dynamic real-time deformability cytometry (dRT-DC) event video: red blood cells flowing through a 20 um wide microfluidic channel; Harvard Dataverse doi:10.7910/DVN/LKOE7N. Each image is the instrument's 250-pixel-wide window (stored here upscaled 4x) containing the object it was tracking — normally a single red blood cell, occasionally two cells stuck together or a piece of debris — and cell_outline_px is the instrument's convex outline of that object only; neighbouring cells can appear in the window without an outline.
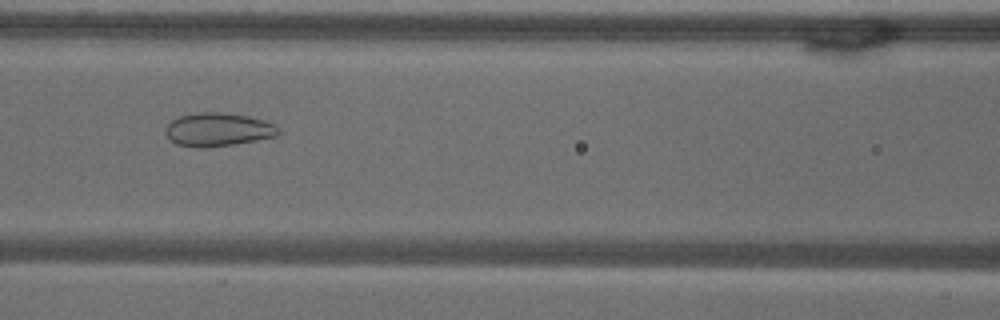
{"species": "common noctule bat (a hibernating species)", "species_latin": "Nyctalus noctula", "temperature_condition": "warm", "stored_images_in_passage": 55, "camera_frame_rate_fps": 3000, "um_per_image_px": 0.085, "animal": {"sex": "male", "body_mass_g": 18.8}, "frame": {"image": 1, "passage_image": 24, "time_ms": 7.667, "image_size_px": [1000, 320], "cell_outline_px": [[280, 132], [276, 136], [256, 140], [232, 144], [204, 148], [196, 148], [176, 144], [164, 132], [164, 128], [172, 120], [180, 116], [200, 112], [224, 112], [248, 116], [264, 120], [276, 124], [280, 128]], "centroid_in_image_um": [18.54, 11.01], "position_along_channel_um": 148.1, "area_um2": 22.08}}
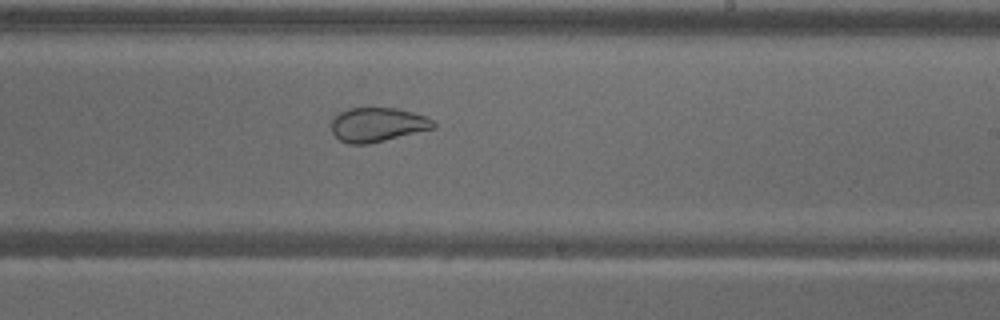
{"frame": {"image": 2, "passage_image": 33, "time_ms": 10.667, "image_size_px": [1000, 320], "cell_outline_px": [[436, 128], [368, 144], [348, 144], [340, 140], [332, 132], [332, 116], [348, 108], [396, 108], [412, 112], [424, 116], [432, 120], [436, 124]], "centroid_in_image_um": [32.07, 10.6], "position_along_channel_um": 256.9, "area_um2": 20.35}}
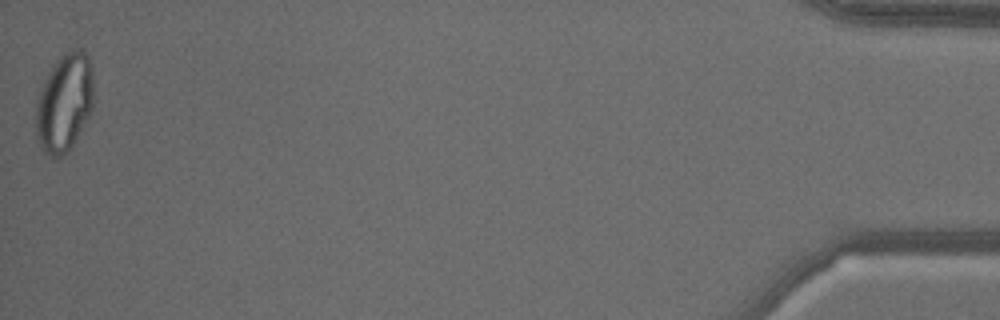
{"frame": {"image": 3, "passage_image": 55, "time_ms": 18.0, "image_size_px": [1000, 320], "cell_outline_px": [[92, 108], [68, 152], [60, 156], [48, 156], [40, 148], [36, 136], [36, 100], [40, 88], [52, 64], [60, 56], [72, 48], [80, 48], [88, 56], [92, 68]], "centroid_in_image_um": [5.44, 8.7], "position_along_channel_um": 429.8, "area_um2": 33.0}, "authors_computed_cell_mechanics": {"area_um2": 28.0908, "velocity_mm_per_s": 3.6385, "shape_relaxation_time_tau1_ms": null, "shape_relaxation_time_tau2_ms": 1.0899, "deformation_change_tau1": null, "deformation_change_tau2": 0.0628}}